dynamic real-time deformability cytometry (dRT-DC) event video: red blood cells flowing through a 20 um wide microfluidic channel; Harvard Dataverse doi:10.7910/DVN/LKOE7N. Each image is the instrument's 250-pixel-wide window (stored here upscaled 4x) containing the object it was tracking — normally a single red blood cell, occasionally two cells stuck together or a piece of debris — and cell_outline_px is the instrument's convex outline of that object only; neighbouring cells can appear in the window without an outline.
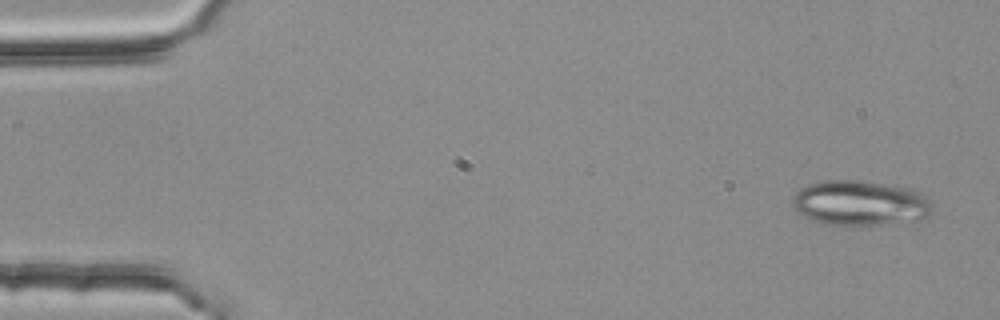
{"species": "common noctule bat (a hibernating species)", "species_latin": "Nyctalus noctula", "temperature_condition": "room temperature", "stored_images_in_passage": 5, "camera_frame_rate_fps": 3000, "um_per_image_px": 0.085, "animal": {"sex": "female", "body_mass_g": 25.1}, "frame": {"image": 1, "passage_image": 1, "time_ms": 0.0, "image_size_px": [1000, 320], "cell_outline_px": [[932, 212], [928, 216], [916, 220], [888, 224], [828, 224], [812, 220], [796, 212], [792, 208], [792, 200], [796, 192], [800, 188], [808, 184], [824, 180], [856, 180], [884, 184], [908, 188], [920, 192], [928, 200], [932, 208]], "centroid_in_image_um": [73.07, 17.25], "position_along_channel_um": 11.9, "area_um2": 36.47}}